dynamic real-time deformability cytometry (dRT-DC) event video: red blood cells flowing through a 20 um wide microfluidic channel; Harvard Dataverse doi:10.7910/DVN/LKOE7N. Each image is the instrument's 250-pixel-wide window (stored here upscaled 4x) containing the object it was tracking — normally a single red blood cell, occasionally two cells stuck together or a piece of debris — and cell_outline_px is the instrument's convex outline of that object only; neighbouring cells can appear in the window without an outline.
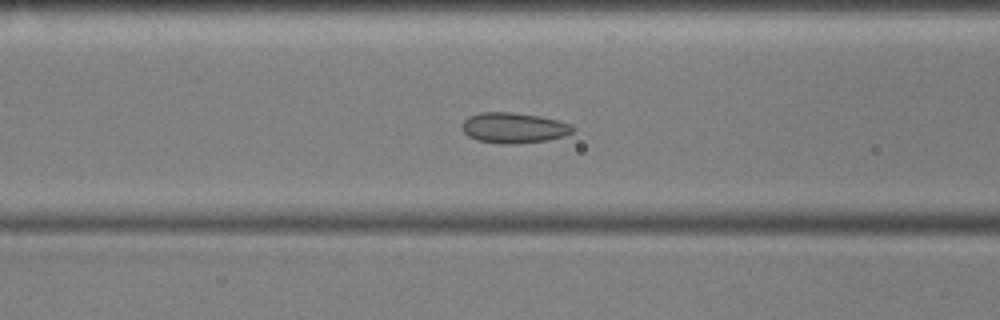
{"species": "common noctule bat (a hibernating species)", "species_latin": "Nyctalus noctula", "temperature_condition": "cold", "stored_images_in_passage": 56, "camera_frame_rate_fps": 3000, "um_per_image_px": 0.085, "animal": {"sex": "male", "body_mass_g": 17.9, "forearm_length_mm": 54.2}, "frame": {"image": 1, "passage_image": 21, "time_ms": 6.667, "image_size_px": [1000, 320], "cell_outline_px": [[576, 128], [572, 132], [564, 136], [548, 140], [516, 144], [500, 144], [476, 140], [468, 136], [460, 128], [464, 120], [468, 116], [480, 112], [512, 112], [540, 116], [560, 120], [572, 124]], "centroid_in_image_um": [43.67, 10.86], "position_along_channel_um": 122.9, "area_um2": 20.06}}
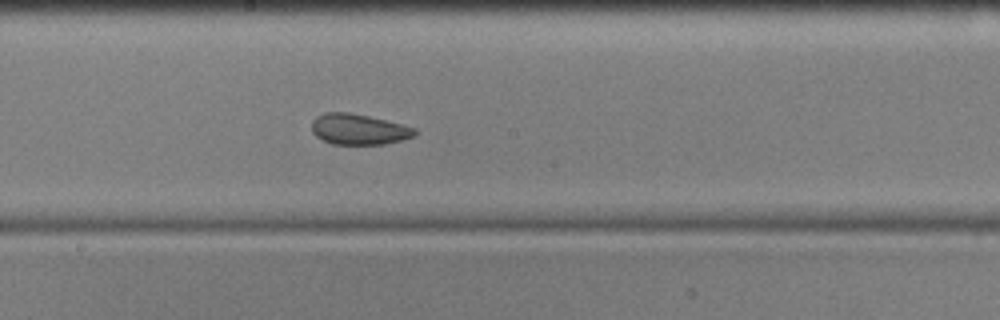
{"frame": {"image": 2, "passage_image": 29, "time_ms": 9.333, "image_size_px": [1000, 320], "cell_outline_px": [[416, 136], [384, 144], [332, 144], [316, 136], [312, 132], [312, 120], [316, 116], [324, 112], [348, 112], [368, 116], [416, 128]], "centroid_in_image_um": [30.46, 10.98], "position_along_channel_um": 217.7, "area_um2": 18.32}}
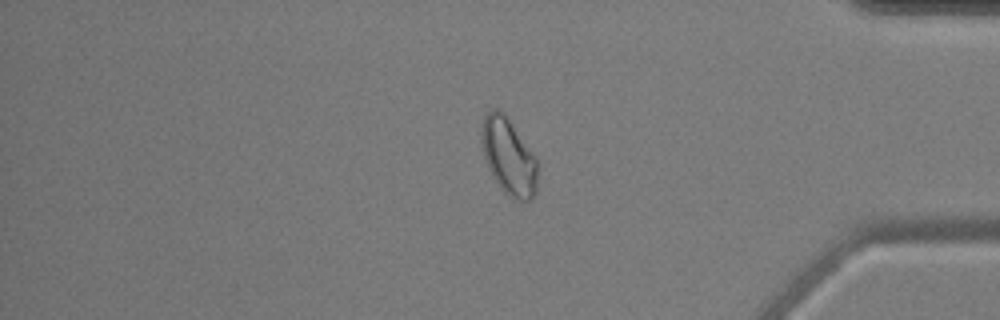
{"frame": {"image": 3, "passage_image": 46, "time_ms": 15.0, "image_size_px": [1000, 320], "cell_outline_px": [[536, 192], [528, 200], [512, 200], [504, 192], [488, 168], [484, 156], [480, 140], [480, 132], [484, 116], [492, 108], [500, 108], [504, 112], [536, 156]], "centroid_in_image_um": [43.21, 13.26], "position_along_channel_um": 392.0, "area_um2": 25.09}, "authors_computed_cell_mechanics": {"area_um2": 21.0103, "velocity_mm_per_s": 3.5519, "shape_relaxation_time_tau1_ms": null, "shape_relaxation_time_tau2_ms": 2.0827, "deformation_change_tau1": null, "deformation_change_tau2": 0.0718}}